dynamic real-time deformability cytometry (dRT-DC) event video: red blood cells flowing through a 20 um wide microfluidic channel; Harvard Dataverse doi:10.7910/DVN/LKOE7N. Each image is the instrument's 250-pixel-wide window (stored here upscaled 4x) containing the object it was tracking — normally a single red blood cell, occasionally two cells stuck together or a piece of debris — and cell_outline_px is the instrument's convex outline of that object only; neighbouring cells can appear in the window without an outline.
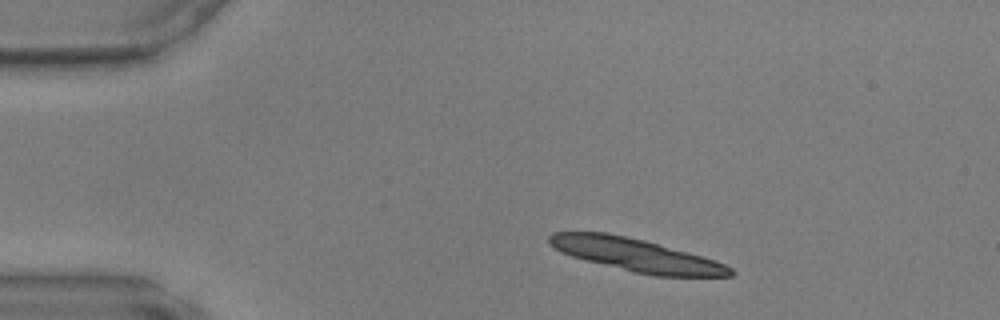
{"species": "common noctule bat (a hibernating species)", "species_latin": "Nyctalus noctula", "temperature_condition": "warm", "stored_images_in_passage": 43, "segment_of_instrument_passage": [1, 2], "camera_frame_rate_fps": 3000, "um_per_image_px": 0.085, "animal": {"sex": "male", "body_mass_g": 17.9, "forearm_length_mm": 54.2}, "frame": {"image": 1, "passage_image": 2, "time_ms": 0.333, "image_size_px": [1000, 320], "cell_outline_px": [[736, 272], [732, 276], [656, 276], [632, 272], [572, 256], [560, 252], [548, 244], [548, 236], [552, 232], [608, 232], [644, 240], [716, 260], [732, 268]], "centroid_in_image_um": [54.05, 21.67], "position_along_channel_um": 30.9, "area_um2": 34.56}}